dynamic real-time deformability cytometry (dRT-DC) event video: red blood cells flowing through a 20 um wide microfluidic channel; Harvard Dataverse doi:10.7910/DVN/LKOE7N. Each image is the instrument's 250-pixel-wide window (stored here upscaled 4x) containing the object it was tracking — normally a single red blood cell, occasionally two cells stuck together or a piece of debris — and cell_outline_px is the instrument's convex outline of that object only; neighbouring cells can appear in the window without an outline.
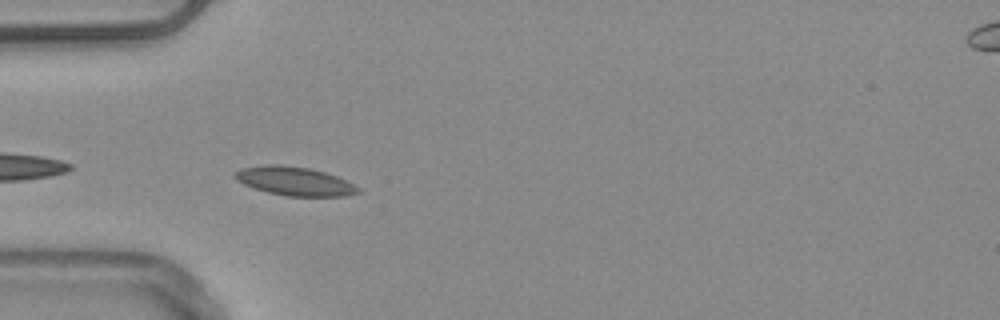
{"species": "common noctule bat (a hibernating species)", "species_latin": "Nyctalus noctula", "temperature_condition": "warm", "stored_images_in_passage": 6, "camera_frame_rate_fps": 3000, "um_per_image_px": 0.085, "animal": {"sex": "male", "body_mass_g": 20.4}, "frame": {"image": 1, "passage_image": 2, "time_ms": 0.333, "image_size_px": [1000, 320], "cell_outline_px": [[360, 192], [344, 196], [288, 196], [268, 192], [244, 184], [236, 180], [232, 176], [240, 168], [264, 164], [280, 164], [308, 168], [324, 172], [336, 176], [360, 188]], "centroid_in_image_um": [25.0, 15.39], "position_along_channel_um": 60.0, "area_um2": 20.46}}